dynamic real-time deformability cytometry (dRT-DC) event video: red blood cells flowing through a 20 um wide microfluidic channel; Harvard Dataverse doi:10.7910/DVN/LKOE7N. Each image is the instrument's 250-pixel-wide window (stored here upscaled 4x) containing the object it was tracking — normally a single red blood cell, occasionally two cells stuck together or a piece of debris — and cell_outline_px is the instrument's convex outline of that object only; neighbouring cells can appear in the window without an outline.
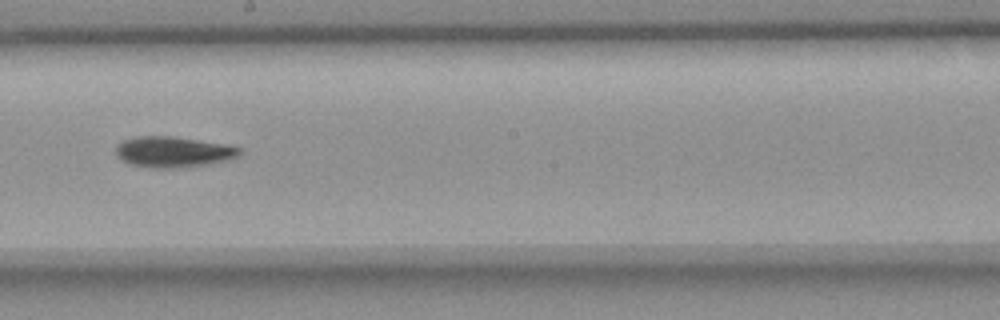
{"species": "common noctule bat (a hibernating species)", "species_latin": "Nyctalus noctula", "temperature_condition": "room temperature", "stored_images_in_passage": 22, "camera_frame_rate_fps": 3000, "um_per_image_px": 0.085, "animal": {"sex": "female", "body_mass_g": 18.4}, "frame": {"image": 1, "passage_image": 19, "time_ms": 6.0, "image_size_px": [1000, 320], "cell_outline_px": [[244, 152], [228, 160], [208, 164], [180, 168], [148, 168], [128, 164], [120, 160], [116, 156], [116, 144], [124, 140], [136, 136], [172, 136], [228, 144], [240, 148]], "centroid_in_image_um": [14.7, 12.92], "position_along_channel_um": 233.5, "area_um2": 22.6}}